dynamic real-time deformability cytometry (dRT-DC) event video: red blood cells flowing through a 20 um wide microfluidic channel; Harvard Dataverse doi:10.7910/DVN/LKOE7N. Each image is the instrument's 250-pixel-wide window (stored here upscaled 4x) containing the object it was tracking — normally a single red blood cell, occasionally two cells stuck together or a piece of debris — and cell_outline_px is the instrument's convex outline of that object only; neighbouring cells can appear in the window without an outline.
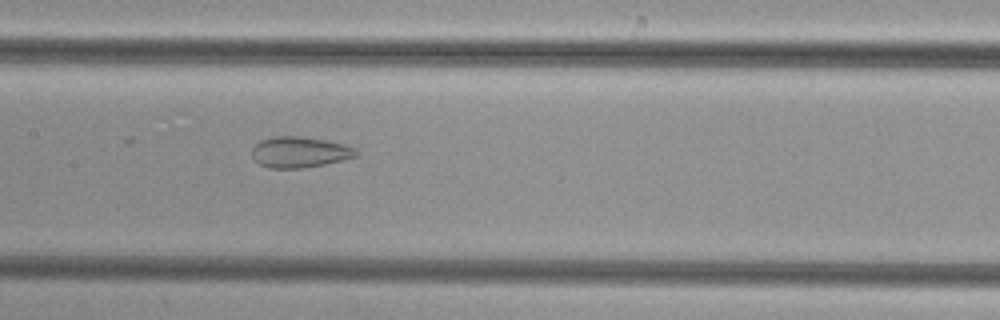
{"species": "common noctule bat (a hibernating species)", "species_latin": "Nyctalus noctula", "temperature_condition": "cold", "stored_images_in_passage": 51, "camera_frame_rate_fps": 3000, "um_per_image_px": 0.085, "animal": {"sex": "female", "body_mass_g": 29.2, "forearm_length_mm": 56.3}, "frame": {"image": 1, "passage_image": 25, "time_ms": 8.0, "image_size_px": [1000, 320], "cell_outline_px": [[356, 156], [324, 164], [300, 168], [268, 168], [260, 164], [252, 156], [252, 148], [260, 140], [272, 136], [300, 136], [328, 140], [344, 144], [352, 148], [356, 152]], "centroid_in_image_um": [25.41, 12.92], "position_along_channel_um": 182.0, "area_um2": 18.55}}
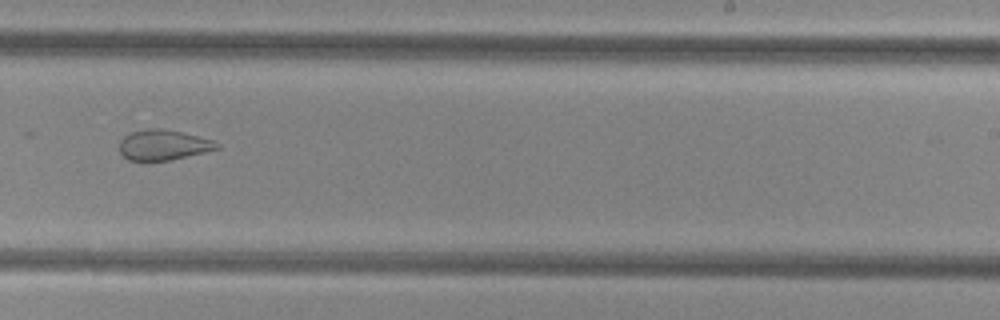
{"frame": {"image": 2, "passage_image": 32, "time_ms": 10.333, "image_size_px": [1000, 320], "cell_outline_px": [[220, 148], [172, 160], [144, 164], [128, 160], [120, 152], [120, 140], [124, 136], [132, 132], [144, 128], [160, 128], [180, 132], [212, 140], [220, 144]], "centroid_in_image_um": [13.82, 12.37], "position_along_channel_um": 275.2, "area_um2": 17.69}}
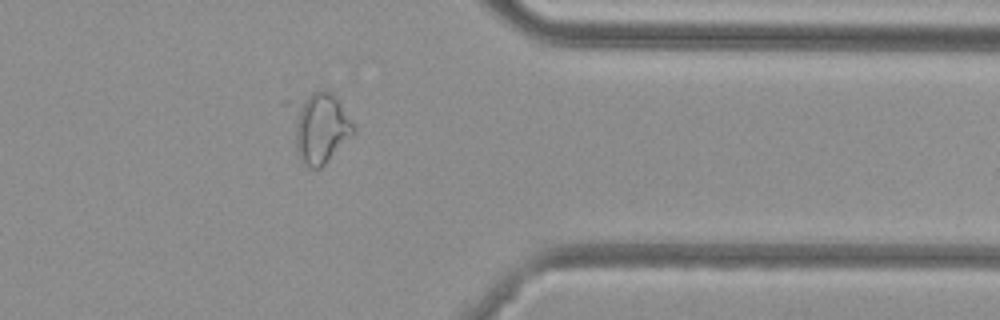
{"frame": {"image": 3, "passage_image": 41, "time_ms": 13.333, "image_size_px": [1000, 320], "cell_outline_px": [[356, 132], [320, 168], [304, 168], [300, 160], [280, 104], [284, 100], [320, 88], [324, 88], [332, 92], [340, 100], [356, 128]], "centroid_in_image_um": [26.98, 10.69], "position_along_channel_um": 384.4, "area_um2": 28.38}}